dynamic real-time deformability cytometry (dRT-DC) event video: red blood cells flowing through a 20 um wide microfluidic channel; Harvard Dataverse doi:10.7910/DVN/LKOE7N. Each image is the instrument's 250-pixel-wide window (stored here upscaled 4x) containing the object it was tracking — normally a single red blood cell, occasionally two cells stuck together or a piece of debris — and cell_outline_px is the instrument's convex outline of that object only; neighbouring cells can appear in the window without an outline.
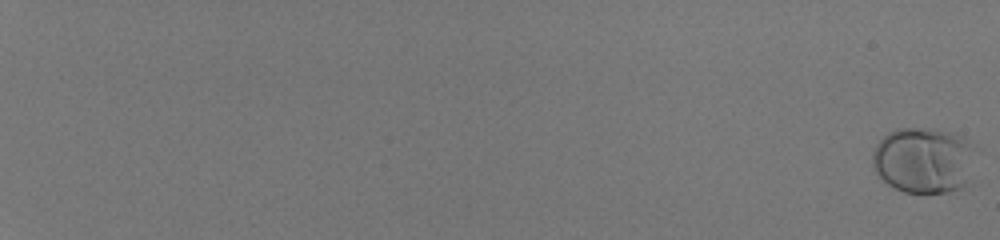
{"species": "human", "species_latin": "Homo sapiens", "temperature_condition": "room temperature", "stored_images_in_passage": 57, "camera_frame_rate_fps": 3000, "um_per_image_px": 0.085, "donor": {"sex": "male"}, "frame": {"image": 1, "passage_image": 1, "time_ms": 0.0, "image_size_px": [1000, 240], "cell_outline_px": [[972, 148], [964, 184], [960, 188], [944, 192], [924, 196], [904, 192], [888, 184], [876, 172], [872, 164], [872, 152], [876, 144], [888, 132], [900, 128], [932, 128], [956, 132], [964, 136], [972, 144]], "centroid_in_image_um": [78.43, 13.61], "position_along_channel_um": 6.6, "area_um2": 39.54}}
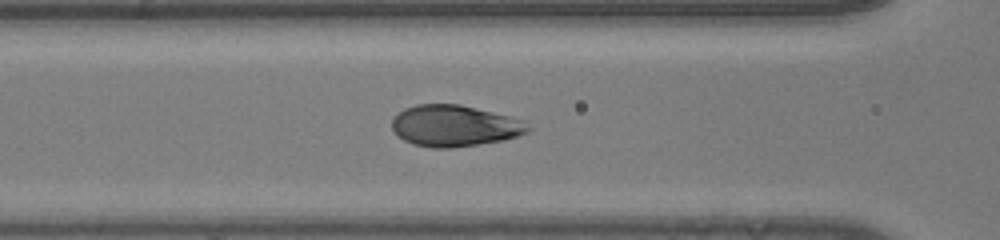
{"frame": {"image": 2, "passage_image": 32, "time_ms": 10.333, "image_size_px": [1000, 240], "cell_outline_px": [[532, 128], [528, 132], [504, 140], [452, 148], [432, 148], [412, 144], [404, 140], [392, 128], [392, 120], [404, 108], [416, 104], [460, 104], [524, 120]], "centroid_in_image_um": [38.65, 10.7], "position_along_channel_um": 128.0, "area_um2": 32.66}}
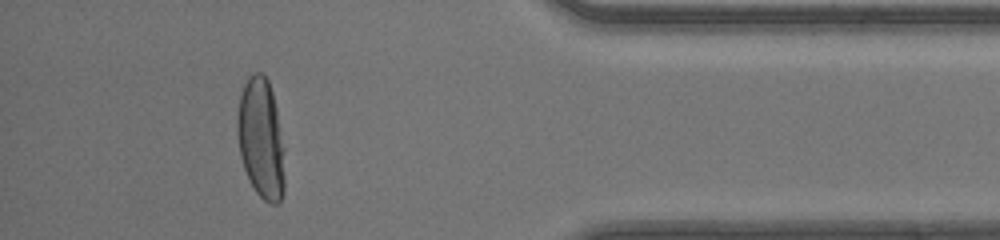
{"frame": {"image": 3, "passage_image": 54, "time_ms": 17.667, "image_size_px": [1000, 240], "cell_outline_px": [[284, 192], [280, 200], [276, 204], [272, 204], [264, 200], [256, 192], [244, 168], [240, 156], [236, 132], [236, 120], [240, 96], [244, 84], [248, 76], [252, 72], [264, 72], [268, 80], [272, 92], [276, 108], [284, 148]], "centroid_in_image_um": [22.18, 11.75], "position_along_channel_um": 413.0, "area_um2": 33.47}, "authors_computed_cell_mechanics": {"area_um2": 33.9864, "velocity_mm_per_s": 4.2057, "shape_relaxation_time_tau1_ms": 2.9792, "shape_relaxation_time_tau2_ms": null, "deformation_change_tau1": 0.1789, "deformation_change_tau2": null}}